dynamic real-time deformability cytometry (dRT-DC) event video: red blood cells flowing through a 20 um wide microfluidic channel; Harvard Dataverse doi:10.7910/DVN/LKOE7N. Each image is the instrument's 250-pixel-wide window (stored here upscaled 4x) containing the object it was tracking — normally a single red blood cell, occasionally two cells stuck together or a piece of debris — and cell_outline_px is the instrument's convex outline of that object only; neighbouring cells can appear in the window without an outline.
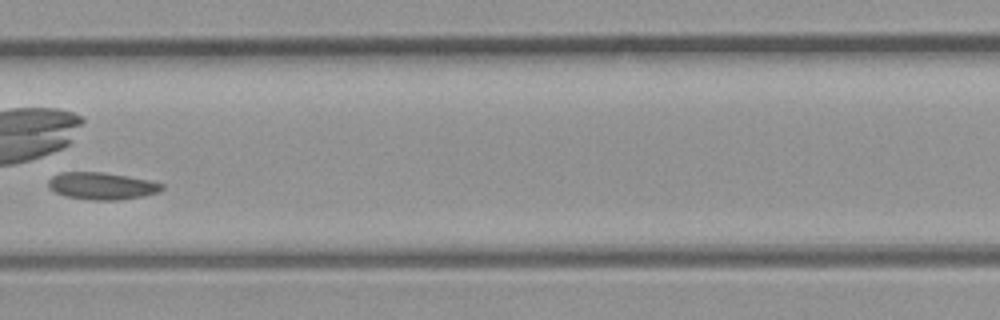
{"species": "common noctule bat (a hibernating species)", "species_latin": "Nyctalus noctula", "temperature_condition": "room temperature", "stored_images_in_passage": 29, "camera_frame_rate_fps": 3000, "um_per_image_px": 0.085, "animal": {"sex": "male", "body_mass_g": 23.1, "forearm_length_mm": 52.7}, "frame": {"image": 1, "passage_image": 13, "time_ms": 4.0, "image_size_px": [1000, 320], "cell_outline_px": [[164, 188], [156, 192], [144, 196], [116, 200], [96, 200], [64, 196], [48, 188], [48, 180], [52, 176], [60, 172], [100, 172], [148, 180], [164, 184]], "centroid_in_image_um": [8.61, 15.8], "position_along_channel_um": 198.8, "area_um2": 17.74}}
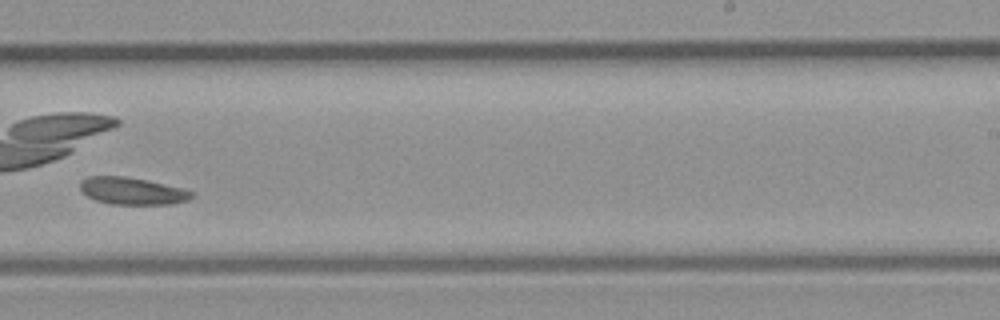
{"frame": {"image": 2, "passage_image": 17, "time_ms": 5.333, "image_size_px": [1000, 320], "cell_outline_px": [[192, 196], [188, 200], [172, 204], [112, 204], [96, 200], [88, 196], [80, 188], [80, 180], [88, 176], [124, 176], [148, 180], [184, 188], [192, 192]], "centroid_in_image_um": [11.24, 16.22], "position_along_channel_um": 277.8, "area_um2": 17.63}}